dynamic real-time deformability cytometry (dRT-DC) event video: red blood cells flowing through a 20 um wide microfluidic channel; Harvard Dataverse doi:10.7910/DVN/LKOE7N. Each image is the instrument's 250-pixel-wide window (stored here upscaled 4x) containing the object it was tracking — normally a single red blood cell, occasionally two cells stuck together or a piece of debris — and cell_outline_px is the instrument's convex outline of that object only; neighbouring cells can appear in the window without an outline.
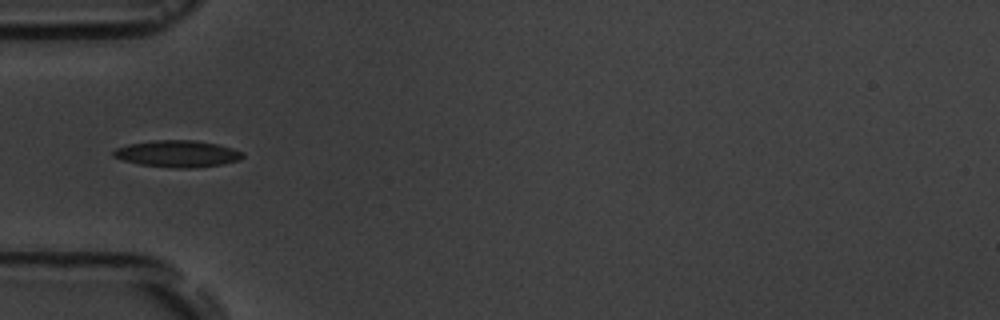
{"species": "common noctule bat (a hibernating species)", "species_latin": "Nyctalus noctula", "temperature_condition": "room temperature", "stored_images_in_passage": 6, "camera_frame_rate_fps": 3000, "um_per_image_px": 0.085, "animal": {"sex": "male", "body_mass_g": 19.5, "forearm_length_mm": 54.6}, "frame": {"image": 1, "passage_image": 4, "time_ms": 3.333, "image_size_px": [1000, 320], "cell_outline_px": [[244, 156], [240, 160], [224, 164], [196, 168], [172, 168], [140, 164], [124, 160], [112, 156], [112, 152], [116, 148], [128, 144], [152, 140], [196, 140], [216, 144], [232, 148], [244, 152]], "centroid_in_image_um": [15.11, 13.07], "position_along_channel_um": 69.9, "area_um2": 20.29}}
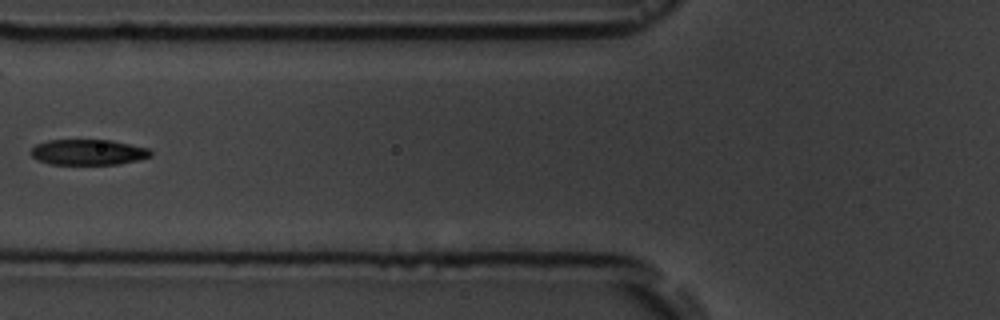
{"frame": {"image": 2, "passage_image": 5, "time_ms": 4.667, "image_size_px": [1000, 320], "cell_outline_px": [[152, 156], [120, 164], [52, 164], [36, 160], [28, 152], [36, 144], [48, 140], [112, 140], [148, 148], [152, 152]], "centroid_in_image_um": [7.47, 12.93], "position_along_channel_um": 118.3, "area_um2": 17.92}}
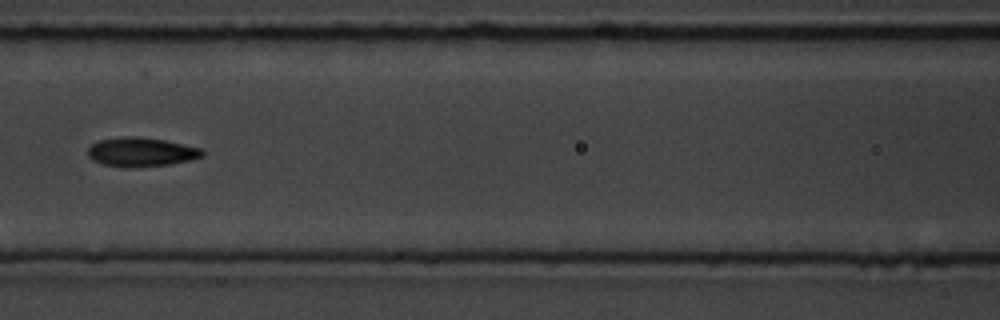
{"frame": {"image": 3, "passage_image": 6, "time_ms": 5.667, "image_size_px": [1000, 320], "cell_outline_px": [[204, 156], [192, 160], [168, 164], [132, 168], [104, 164], [92, 160], [88, 156], [88, 148], [92, 144], [100, 140], [124, 136], [136, 136], [164, 140], [200, 148], [204, 152]], "centroid_in_image_um": [12.0, 12.92], "position_along_channel_um": 154.6, "area_um2": 19.31}}